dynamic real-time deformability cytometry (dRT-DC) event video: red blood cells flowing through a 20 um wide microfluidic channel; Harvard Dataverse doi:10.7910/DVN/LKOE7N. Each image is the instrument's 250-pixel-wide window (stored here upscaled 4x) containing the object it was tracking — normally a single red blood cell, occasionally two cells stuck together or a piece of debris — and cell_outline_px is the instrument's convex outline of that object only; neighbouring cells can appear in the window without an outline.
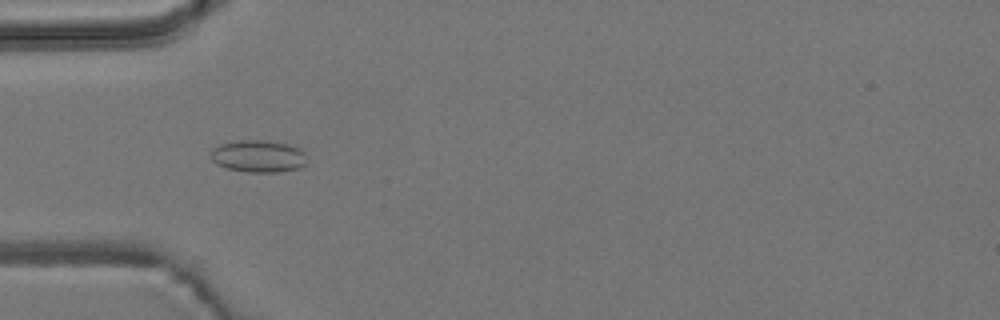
{"species": "common noctule bat (a hibernating species)", "species_latin": "Nyctalus noctula", "temperature_condition": "room temperature", "stored_images_in_passage": 5, "camera_frame_rate_fps": 3000, "um_per_image_px": 0.085, "animal": {"sex": "male", "body_mass_g": 19.2, "forearm_length_mm": 51.8}, "frame": {"image": 1, "passage_image": 1, "time_ms": 0.0, "image_size_px": [1000, 320], "cell_outline_px": [[304, 164], [300, 168], [276, 172], [248, 172], [228, 168], [216, 164], [212, 160], [212, 148], [220, 144], [236, 140], [264, 140], [288, 144], [300, 148], [304, 152]], "centroid_in_image_um": [21.94, 13.27], "position_along_channel_um": 63.1, "area_um2": 17.92}}
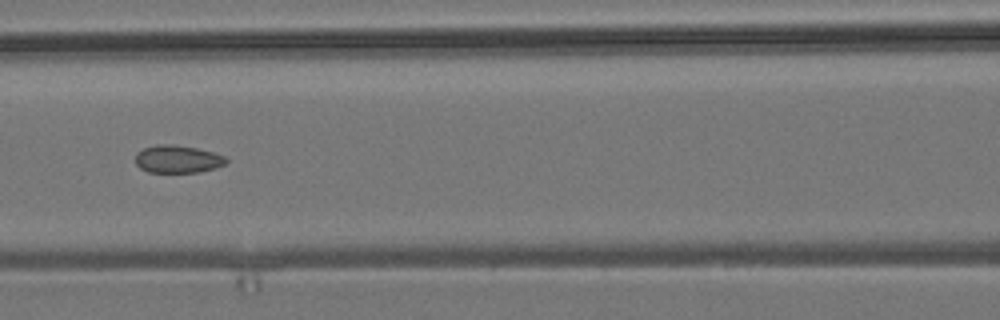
{"frame": {"image": 2, "passage_image": 3, "time_ms": 2.333, "image_size_px": [1000, 320], "cell_outline_px": [[228, 160], [224, 164], [200, 172], [148, 172], [140, 168], [136, 164], [136, 152], [144, 148], [156, 144], [168, 144], [196, 148], [212, 152], [224, 156]], "centroid_in_image_um": [15.05, 13.52], "position_along_channel_um": 151.5, "area_um2": 14.45}}
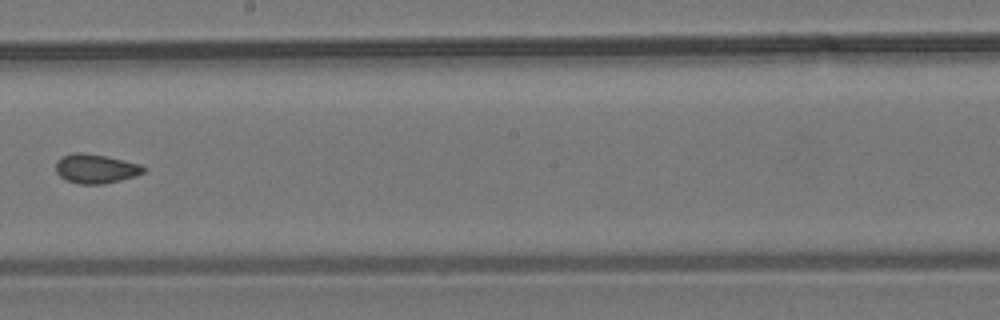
{"frame": {"image": 3, "passage_image": 5, "time_ms": 4.667, "image_size_px": [1000, 320], "cell_outline_px": [[148, 168], [144, 172], [136, 176], [104, 184], [80, 184], [68, 180], [60, 176], [56, 172], [56, 160], [72, 152], [80, 152], [104, 156], [140, 164]], "centroid_in_image_um": [8.15, 14.34], "position_along_channel_um": 240.1, "area_um2": 14.85}}